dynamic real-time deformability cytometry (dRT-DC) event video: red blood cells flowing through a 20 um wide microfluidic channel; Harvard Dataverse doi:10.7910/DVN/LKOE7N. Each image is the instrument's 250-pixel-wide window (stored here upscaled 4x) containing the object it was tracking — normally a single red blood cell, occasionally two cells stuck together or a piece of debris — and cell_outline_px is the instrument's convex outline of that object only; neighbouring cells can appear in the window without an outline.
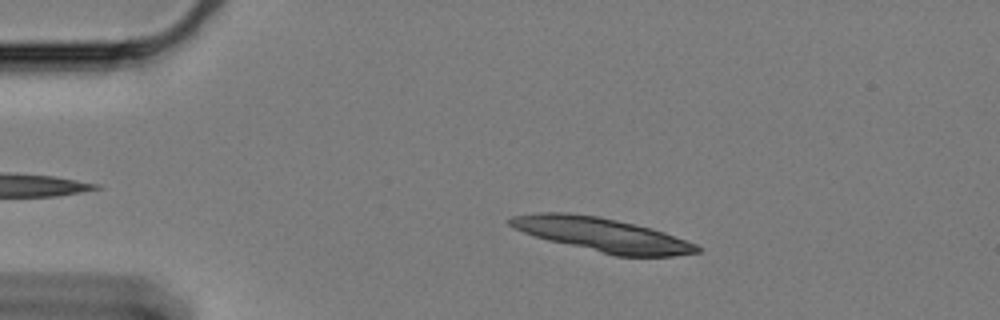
{"species": "Egyptian fruit bat (a non-hibernating species)", "species_latin": "Rousettus aegyptiacus", "temperature_condition": "cold", "stored_images_in_passage": 52, "segment_of_instrument_passage": [1, 2], "camera_frame_rate_fps": 3000, "um_per_image_px": 0.085, "animal": {"sex": "female"}, "frame": {"image": 1, "passage_image": 11, "time_ms": 3.333, "image_size_px": [1000, 320], "cell_outline_px": [[700, 252], [672, 256], [616, 256], [548, 240], [524, 232], [508, 224], [508, 220], [512, 216], [540, 212], [568, 212], [596, 216], [616, 220], [652, 228], [664, 232], [696, 244], [700, 248]], "centroid_in_image_um": [51.19, 19.94], "position_along_channel_um": 33.8, "area_um2": 36.47}}